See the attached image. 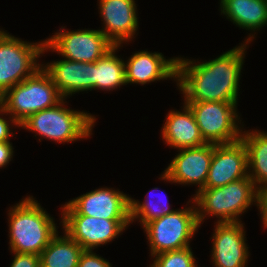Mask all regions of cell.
Segmentation results:
<instances>
[{
  "instance_id": "7",
  "label": "cell",
  "mask_w": 267,
  "mask_h": 267,
  "mask_svg": "<svg viewBox=\"0 0 267 267\" xmlns=\"http://www.w3.org/2000/svg\"><path fill=\"white\" fill-rule=\"evenodd\" d=\"M44 44L23 41L0 28V97L42 67Z\"/></svg>"
},
{
  "instance_id": "9",
  "label": "cell",
  "mask_w": 267,
  "mask_h": 267,
  "mask_svg": "<svg viewBox=\"0 0 267 267\" xmlns=\"http://www.w3.org/2000/svg\"><path fill=\"white\" fill-rule=\"evenodd\" d=\"M60 29L45 39L42 56L52 51L71 61L93 63L114 47L100 29Z\"/></svg>"
},
{
  "instance_id": "13",
  "label": "cell",
  "mask_w": 267,
  "mask_h": 267,
  "mask_svg": "<svg viewBox=\"0 0 267 267\" xmlns=\"http://www.w3.org/2000/svg\"><path fill=\"white\" fill-rule=\"evenodd\" d=\"M211 262L214 267H246L250 256L244 223H214Z\"/></svg>"
},
{
  "instance_id": "19",
  "label": "cell",
  "mask_w": 267,
  "mask_h": 267,
  "mask_svg": "<svg viewBox=\"0 0 267 267\" xmlns=\"http://www.w3.org/2000/svg\"><path fill=\"white\" fill-rule=\"evenodd\" d=\"M219 1L221 15H225L226 19H229L237 27L251 32L244 41L245 43L250 44L256 37V32L267 26V4L265 0Z\"/></svg>"
},
{
  "instance_id": "10",
  "label": "cell",
  "mask_w": 267,
  "mask_h": 267,
  "mask_svg": "<svg viewBox=\"0 0 267 267\" xmlns=\"http://www.w3.org/2000/svg\"><path fill=\"white\" fill-rule=\"evenodd\" d=\"M60 209L62 215L130 220V196L119 189L101 187L65 202Z\"/></svg>"
},
{
  "instance_id": "11",
  "label": "cell",
  "mask_w": 267,
  "mask_h": 267,
  "mask_svg": "<svg viewBox=\"0 0 267 267\" xmlns=\"http://www.w3.org/2000/svg\"><path fill=\"white\" fill-rule=\"evenodd\" d=\"M65 231L84 250H94L114 241L130 226V220H108L86 215H61Z\"/></svg>"
},
{
  "instance_id": "27",
  "label": "cell",
  "mask_w": 267,
  "mask_h": 267,
  "mask_svg": "<svg viewBox=\"0 0 267 267\" xmlns=\"http://www.w3.org/2000/svg\"><path fill=\"white\" fill-rule=\"evenodd\" d=\"M14 254L10 267H40V256L32 253H16Z\"/></svg>"
},
{
  "instance_id": "23",
  "label": "cell",
  "mask_w": 267,
  "mask_h": 267,
  "mask_svg": "<svg viewBox=\"0 0 267 267\" xmlns=\"http://www.w3.org/2000/svg\"><path fill=\"white\" fill-rule=\"evenodd\" d=\"M157 190L158 188L155 187L151 191H157ZM151 191H148V193L146 194V198L144 199V202H140L139 200H136L130 197V223L131 224L137 220V222H140V224L143 227L145 224L149 223L150 221L163 217L164 215L170 214L173 211H175L174 209L170 208L171 206L169 205L168 200L164 201V199L157 197V194L155 197L156 199L152 197L151 199H153L154 201L151 200L150 199Z\"/></svg>"
},
{
  "instance_id": "24",
  "label": "cell",
  "mask_w": 267,
  "mask_h": 267,
  "mask_svg": "<svg viewBox=\"0 0 267 267\" xmlns=\"http://www.w3.org/2000/svg\"><path fill=\"white\" fill-rule=\"evenodd\" d=\"M151 258L153 263L149 267H199L191 247L163 252Z\"/></svg>"
},
{
  "instance_id": "12",
  "label": "cell",
  "mask_w": 267,
  "mask_h": 267,
  "mask_svg": "<svg viewBox=\"0 0 267 267\" xmlns=\"http://www.w3.org/2000/svg\"><path fill=\"white\" fill-rule=\"evenodd\" d=\"M162 172L160 180L180 185H196L197 191L205 188V183L214 152V144L206 143L195 148L179 149Z\"/></svg>"
},
{
  "instance_id": "15",
  "label": "cell",
  "mask_w": 267,
  "mask_h": 267,
  "mask_svg": "<svg viewBox=\"0 0 267 267\" xmlns=\"http://www.w3.org/2000/svg\"><path fill=\"white\" fill-rule=\"evenodd\" d=\"M245 177H248V159L243 141L214 144L205 187H222Z\"/></svg>"
},
{
  "instance_id": "25",
  "label": "cell",
  "mask_w": 267,
  "mask_h": 267,
  "mask_svg": "<svg viewBox=\"0 0 267 267\" xmlns=\"http://www.w3.org/2000/svg\"><path fill=\"white\" fill-rule=\"evenodd\" d=\"M77 267H112L111 263L93 250H84Z\"/></svg>"
},
{
  "instance_id": "1",
  "label": "cell",
  "mask_w": 267,
  "mask_h": 267,
  "mask_svg": "<svg viewBox=\"0 0 267 267\" xmlns=\"http://www.w3.org/2000/svg\"><path fill=\"white\" fill-rule=\"evenodd\" d=\"M248 43L233 47L213 60L177 57L176 84L184 102H238L241 70Z\"/></svg>"
},
{
  "instance_id": "28",
  "label": "cell",
  "mask_w": 267,
  "mask_h": 267,
  "mask_svg": "<svg viewBox=\"0 0 267 267\" xmlns=\"http://www.w3.org/2000/svg\"><path fill=\"white\" fill-rule=\"evenodd\" d=\"M258 211L261 215L263 227L267 228V184L258 189Z\"/></svg>"
},
{
  "instance_id": "4",
  "label": "cell",
  "mask_w": 267,
  "mask_h": 267,
  "mask_svg": "<svg viewBox=\"0 0 267 267\" xmlns=\"http://www.w3.org/2000/svg\"><path fill=\"white\" fill-rule=\"evenodd\" d=\"M63 99L54 107L44 109L29 116L19 127L36 133L57 143H73L92 136L96 117L83 110L67 108Z\"/></svg>"
},
{
  "instance_id": "29",
  "label": "cell",
  "mask_w": 267,
  "mask_h": 267,
  "mask_svg": "<svg viewBox=\"0 0 267 267\" xmlns=\"http://www.w3.org/2000/svg\"><path fill=\"white\" fill-rule=\"evenodd\" d=\"M14 148L11 142H0V168H5L13 160Z\"/></svg>"
},
{
  "instance_id": "16",
  "label": "cell",
  "mask_w": 267,
  "mask_h": 267,
  "mask_svg": "<svg viewBox=\"0 0 267 267\" xmlns=\"http://www.w3.org/2000/svg\"><path fill=\"white\" fill-rule=\"evenodd\" d=\"M125 62L127 84H149L177 77V57L166 59L161 52L135 51Z\"/></svg>"
},
{
  "instance_id": "8",
  "label": "cell",
  "mask_w": 267,
  "mask_h": 267,
  "mask_svg": "<svg viewBox=\"0 0 267 267\" xmlns=\"http://www.w3.org/2000/svg\"><path fill=\"white\" fill-rule=\"evenodd\" d=\"M192 111L206 143L228 144L241 139L243 129L238 102H185Z\"/></svg>"
},
{
  "instance_id": "21",
  "label": "cell",
  "mask_w": 267,
  "mask_h": 267,
  "mask_svg": "<svg viewBox=\"0 0 267 267\" xmlns=\"http://www.w3.org/2000/svg\"><path fill=\"white\" fill-rule=\"evenodd\" d=\"M57 233L40 256V267H77L84 249L65 231Z\"/></svg>"
},
{
  "instance_id": "22",
  "label": "cell",
  "mask_w": 267,
  "mask_h": 267,
  "mask_svg": "<svg viewBox=\"0 0 267 267\" xmlns=\"http://www.w3.org/2000/svg\"><path fill=\"white\" fill-rule=\"evenodd\" d=\"M119 46H114L103 57L94 62V90L113 91L127 85L125 62L116 55ZM120 57V58H119Z\"/></svg>"
},
{
  "instance_id": "14",
  "label": "cell",
  "mask_w": 267,
  "mask_h": 267,
  "mask_svg": "<svg viewBox=\"0 0 267 267\" xmlns=\"http://www.w3.org/2000/svg\"><path fill=\"white\" fill-rule=\"evenodd\" d=\"M103 27L100 29L114 45L122 47L135 38L138 27V12L135 0H98Z\"/></svg>"
},
{
  "instance_id": "18",
  "label": "cell",
  "mask_w": 267,
  "mask_h": 267,
  "mask_svg": "<svg viewBox=\"0 0 267 267\" xmlns=\"http://www.w3.org/2000/svg\"><path fill=\"white\" fill-rule=\"evenodd\" d=\"M161 129L162 140L167 146L179 149L195 148L206 144L195 117L184 102L181 111L170 110Z\"/></svg>"
},
{
  "instance_id": "2",
  "label": "cell",
  "mask_w": 267,
  "mask_h": 267,
  "mask_svg": "<svg viewBox=\"0 0 267 267\" xmlns=\"http://www.w3.org/2000/svg\"><path fill=\"white\" fill-rule=\"evenodd\" d=\"M9 250L40 255L59 232L54 218L33 196H26L8 210Z\"/></svg>"
},
{
  "instance_id": "3",
  "label": "cell",
  "mask_w": 267,
  "mask_h": 267,
  "mask_svg": "<svg viewBox=\"0 0 267 267\" xmlns=\"http://www.w3.org/2000/svg\"><path fill=\"white\" fill-rule=\"evenodd\" d=\"M193 196L200 227L209 216H216L218 223L241 222L247 209L258 206V189L249 176L222 187L202 188Z\"/></svg>"
},
{
  "instance_id": "17",
  "label": "cell",
  "mask_w": 267,
  "mask_h": 267,
  "mask_svg": "<svg viewBox=\"0 0 267 267\" xmlns=\"http://www.w3.org/2000/svg\"><path fill=\"white\" fill-rule=\"evenodd\" d=\"M64 99L73 94L94 90V62L60 59L42 64Z\"/></svg>"
},
{
  "instance_id": "5",
  "label": "cell",
  "mask_w": 267,
  "mask_h": 267,
  "mask_svg": "<svg viewBox=\"0 0 267 267\" xmlns=\"http://www.w3.org/2000/svg\"><path fill=\"white\" fill-rule=\"evenodd\" d=\"M63 99L50 75L40 67L33 75L7 90L0 97V106L20 125L29 116L54 107Z\"/></svg>"
},
{
  "instance_id": "26",
  "label": "cell",
  "mask_w": 267,
  "mask_h": 267,
  "mask_svg": "<svg viewBox=\"0 0 267 267\" xmlns=\"http://www.w3.org/2000/svg\"><path fill=\"white\" fill-rule=\"evenodd\" d=\"M12 126L19 128V124L0 106V142H10L11 136H15L13 130H11L13 129Z\"/></svg>"
},
{
  "instance_id": "20",
  "label": "cell",
  "mask_w": 267,
  "mask_h": 267,
  "mask_svg": "<svg viewBox=\"0 0 267 267\" xmlns=\"http://www.w3.org/2000/svg\"><path fill=\"white\" fill-rule=\"evenodd\" d=\"M243 130L241 140L247 149L248 176L259 189L267 184V132Z\"/></svg>"
},
{
  "instance_id": "6",
  "label": "cell",
  "mask_w": 267,
  "mask_h": 267,
  "mask_svg": "<svg viewBox=\"0 0 267 267\" xmlns=\"http://www.w3.org/2000/svg\"><path fill=\"white\" fill-rule=\"evenodd\" d=\"M192 202V203H191ZM190 205L192 206H189ZM187 207L175 209L170 214L154 219L143 226L151 257L157 254L190 247V241L198 231L196 206L193 199Z\"/></svg>"
}]
</instances>
